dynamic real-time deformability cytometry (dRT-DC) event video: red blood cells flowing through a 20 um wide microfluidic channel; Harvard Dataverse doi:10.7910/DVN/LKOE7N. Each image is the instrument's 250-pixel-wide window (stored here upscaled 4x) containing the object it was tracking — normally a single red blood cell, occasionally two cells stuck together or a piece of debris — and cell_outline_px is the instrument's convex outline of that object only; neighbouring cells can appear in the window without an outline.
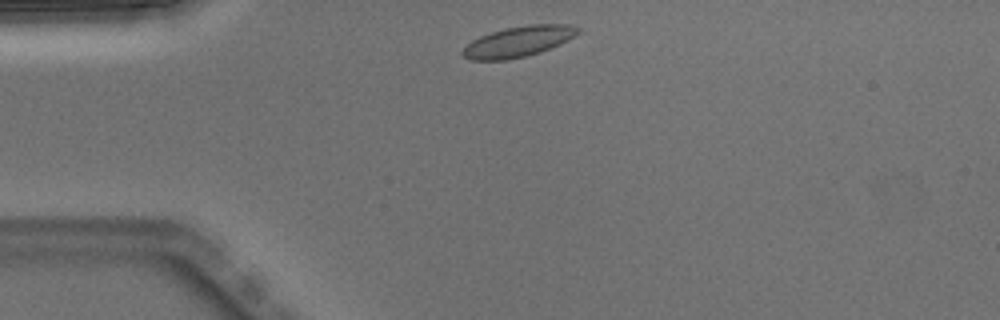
{"species": "Egyptian fruit bat (a non-hibernating species)", "species_latin": "Rousettus aegyptiacus", "temperature_condition": "warm", "stored_images_in_passage": 3, "camera_frame_rate_fps": 3000, "um_per_image_px": 0.085, "animal": {"sex": "male"}, "frame": {"image": 1, "passage_image": 1, "time_ms": 0.0, "image_size_px": [1000, 320], "cell_outline_px": [[580, 32], [576, 36], [560, 44], [540, 52], [524, 56], [504, 60], [472, 60], [464, 56], [460, 52], [472, 40], [480, 36], [492, 32], [508, 28], [528, 24], [568, 24], [580, 28]], "centroid_in_image_um": [44.09, 3.52], "position_along_channel_um": 40.9, "area_um2": 20.4}}